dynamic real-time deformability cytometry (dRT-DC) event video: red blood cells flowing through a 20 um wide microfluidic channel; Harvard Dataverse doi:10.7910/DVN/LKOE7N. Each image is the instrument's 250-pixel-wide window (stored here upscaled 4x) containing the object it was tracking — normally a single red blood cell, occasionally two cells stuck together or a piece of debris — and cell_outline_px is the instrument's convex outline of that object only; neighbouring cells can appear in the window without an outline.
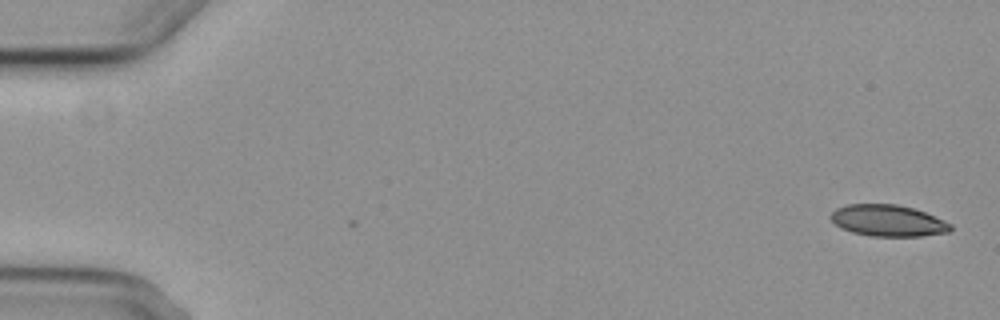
{"species": "common noctule bat (a hibernating species)", "species_latin": "Nyctalus noctula", "temperature_condition": "cold", "stored_images_in_passage": 2, "camera_frame_rate_fps": 3000, "um_per_image_px": 0.085, "animal": {"sex": "female", "body_mass_g": 29.2, "forearm_length_mm": 56.3}, "frame": {"image": 1, "passage_image": 2, "time_ms": 1.0, "image_size_px": [1000, 320], "cell_outline_px": [[952, 228], [948, 232], [920, 236], [872, 236], [852, 232], [836, 224], [832, 220], [832, 212], [836, 208], [848, 204], [896, 204], [912, 208], [924, 212], [944, 220], [952, 224]], "centroid_in_image_um": [75.5, 18.75], "position_along_channel_um": 9.5, "area_um2": 21.68}}